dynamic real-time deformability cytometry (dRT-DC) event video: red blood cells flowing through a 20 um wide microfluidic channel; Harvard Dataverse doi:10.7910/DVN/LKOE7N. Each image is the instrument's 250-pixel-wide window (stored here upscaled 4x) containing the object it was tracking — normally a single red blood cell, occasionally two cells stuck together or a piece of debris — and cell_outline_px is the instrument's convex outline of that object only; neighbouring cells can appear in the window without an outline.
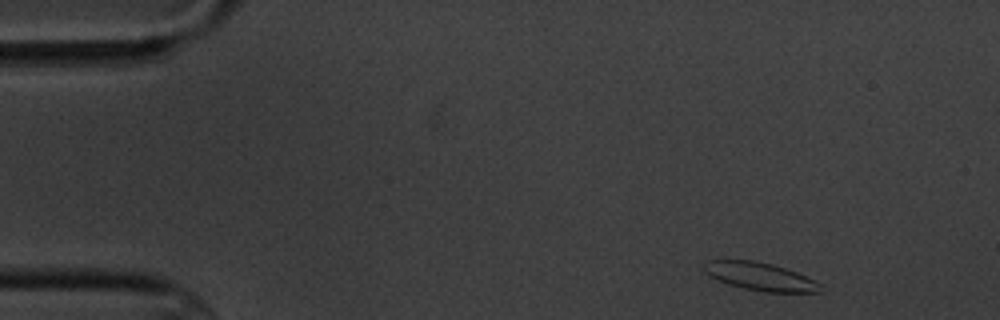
{"species": "common noctule bat (a hibernating species)", "species_latin": "Nyctalus noctula", "temperature_condition": "cold", "stored_images_in_passage": 5, "segment_of_instrument_passage": [1, 2], "camera_frame_rate_fps": 3000, "um_per_image_px": 0.085, "animal": {"sex": "male", "body_mass_g": 20.1, "forearm_length_mm": 53.5}, "frame": {"image": 1, "passage_image": 1, "time_ms": 0.0, "image_size_px": [1000, 320], "cell_outline_px": [[820, 292], [764, 292], [744, 288], [728, 284], [716, 280], [708, 276], [704, 268], [704, 264], [708, 260], [724, 256], [756, 260], [772, 264], [796, 272], [820, 284]], "centroid_in_image_um": [64.46, 23.44], "position_along_channel_um": 20.5, "area_um2": 19.48}}